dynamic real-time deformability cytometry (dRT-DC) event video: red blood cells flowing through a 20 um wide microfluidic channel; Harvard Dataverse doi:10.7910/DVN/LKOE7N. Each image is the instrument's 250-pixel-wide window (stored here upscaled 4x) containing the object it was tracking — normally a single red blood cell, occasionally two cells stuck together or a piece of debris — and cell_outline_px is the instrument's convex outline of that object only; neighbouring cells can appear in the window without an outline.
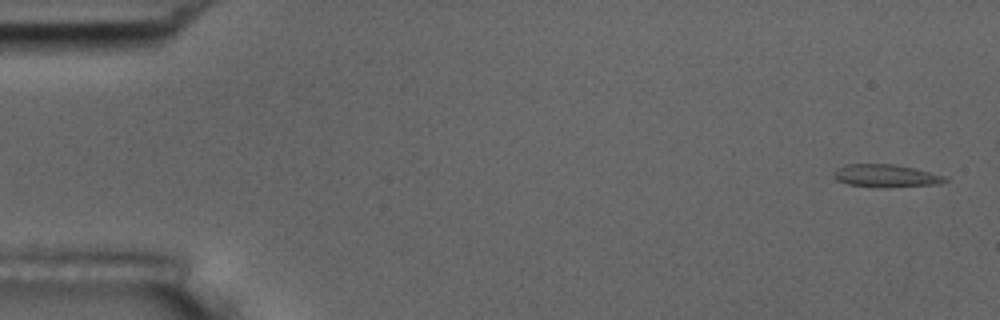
{"species": "common noctule bat (a hibernating species)", "species_latin": "Nyctalus noctula", "temperature_condition": "room temperature", "stored_images_in_passage": 14, "camera_frame_rate_fps": 3000, "um_per_image_px": 0.085, "animal": {"sex": "male", "body_mass_g": 17.5, "forearm_length_mm": 52.3}, "frame": {"image": 1, "passage_image": 1, "time_ms": 0.0, "image_size_px": [1000, 320], "cell_outline_px": [[948, 180], [936, 184], [888, 188], [848, 184], [836, 180], [832, 176], [832, 172], [836, 168], [844, 164], [892, 164], [916, 168], [948, 176]], "centroid_in_image_um": [75.29, 14.94], "position_along_channel_um": 9.7, "area_um2": 15.03}}
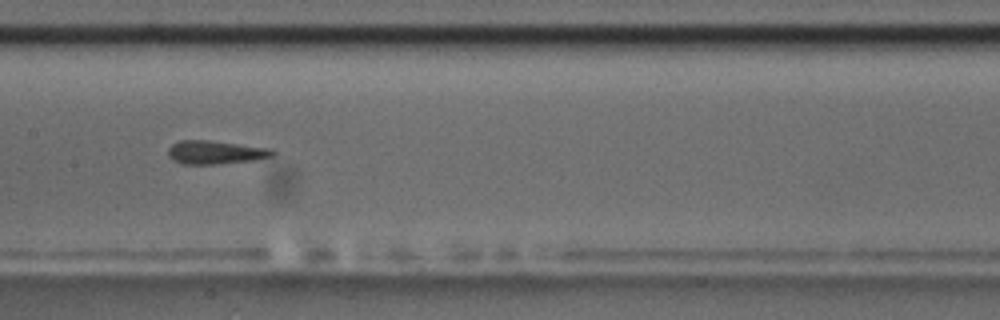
{"frame": {"image": 2, "passage_image": 8, "time_ms": 8.667, "image_size_px": [1000, 320], "cell_outline_px": [[276, 152], [272, 156], [256, 160], [220, 164], [180, 164], [172, 160], [168, 156], [168, 148], [172, 144], [180, 140], [208, 140], [272, 148]], "centroid_in_image_um": [18.31, 12.95], "position_along_channel_um": 189.1, "area_um2": 14.51}}